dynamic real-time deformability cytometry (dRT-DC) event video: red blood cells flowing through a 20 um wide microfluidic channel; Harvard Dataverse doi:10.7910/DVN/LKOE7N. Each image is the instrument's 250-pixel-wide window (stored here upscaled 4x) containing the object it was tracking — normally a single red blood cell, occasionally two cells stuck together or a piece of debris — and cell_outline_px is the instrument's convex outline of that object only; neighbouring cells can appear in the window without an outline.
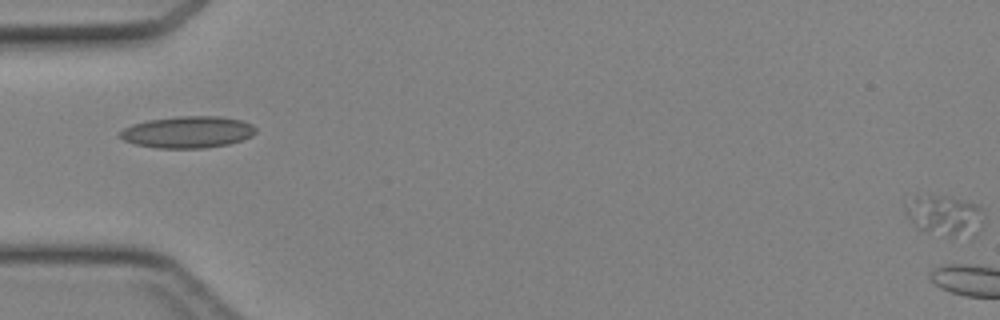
{"species": "Egyptian fruit bat (a non-hibernating species)", "species_latin": "Rousettus aegyptiacus", "temperature_condition": "cold", "stored_images_in_passage": 15, "segment_of_instrument_passage": [2, 2], "camera_frame_rate_fps": 3000, "um_per_image_px": 0.085, "animal": {"sex": "female"}, "frame": {"image": 1, "passage_image": 15, "time_ms": 4.667, "image_size_px": [1000, 320], "cell_outline_px": [[984, 220], [980, 232], [972, 240], [952, 240], [920, 228], [908, 216], [904, 208], [904, 204], [916, 196], [948, 196], [980, 204], [984, 208]], "centroid_in_image_um": [80.47, 18.39], "position_along_channel_um": 4.5, "area_um2": 19.48}}